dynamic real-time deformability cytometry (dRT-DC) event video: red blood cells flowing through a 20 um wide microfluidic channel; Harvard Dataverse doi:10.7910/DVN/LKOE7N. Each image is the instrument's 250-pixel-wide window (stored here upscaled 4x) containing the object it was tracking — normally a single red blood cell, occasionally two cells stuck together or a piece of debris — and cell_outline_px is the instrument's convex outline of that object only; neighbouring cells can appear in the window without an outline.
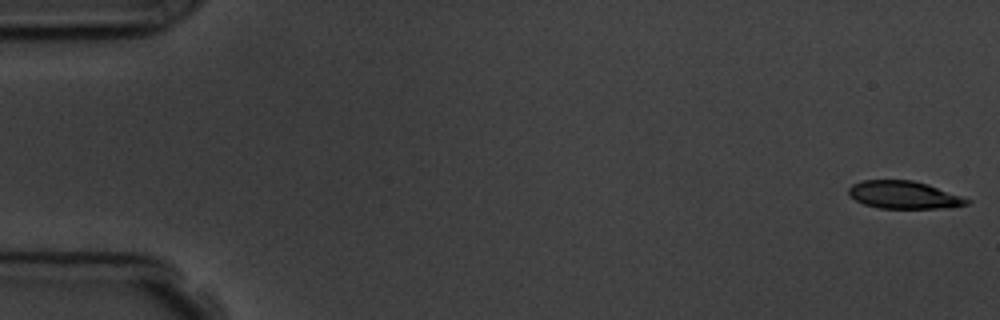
{"species": "common noctule bat (a hibernating species)", "species_latin": "Nyctalus noctula", "temperature_condition": "room temperature", "stored_images_in_passage": 5, "camera_frame_rate_fps": 3000, "um_per_image_px": 0.085, "animal": {"sex": "male", "body_mass_g": 19.5, "forearm_length_mm": 54.6}, "frame": {"image": 1, "passage_image": 1, "time_ms": 0.0, "image_size_px": [1000, 320], "cell_outline_px": [[972, 200], [968, 204], [952, 208], [880, 208], [864, 204], [848, 196], [848, 188], [852, 184], [864, 180], [912, 180], [928, 184]], "centroid_in_image_um": [76.83, 16.57], "position_along_channel_um": 8.2, "area_um2": 19.13}}
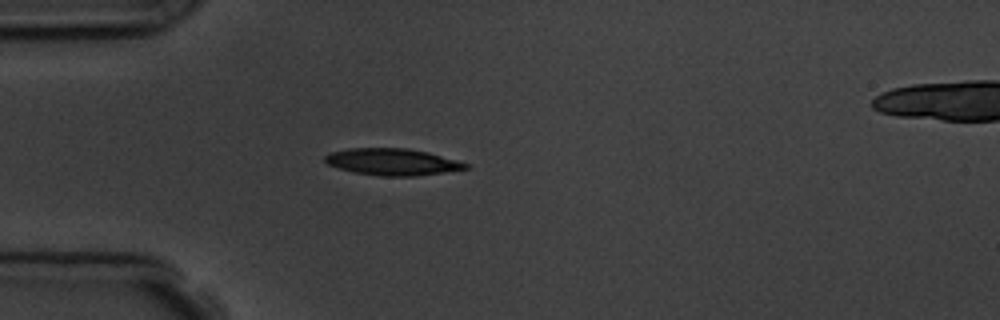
{"frame": {"image": 2, "passage_image": 5, "time_ms": 4.667, "image_size_px": [1000, 320], "cell_outline_px": [[468, 168], [444, 172], [416, 176], [384, 176], [352, 172], [328, 164], [324, 160], [324, 156], [332, 152], [348, 148], [408, 148], [428, 152], [456, 160], [468, 164]], "centroid_in_image_um": [33.33, 13.75], "position_along_channel_um": 51.7, "area_um2": 21.73}}